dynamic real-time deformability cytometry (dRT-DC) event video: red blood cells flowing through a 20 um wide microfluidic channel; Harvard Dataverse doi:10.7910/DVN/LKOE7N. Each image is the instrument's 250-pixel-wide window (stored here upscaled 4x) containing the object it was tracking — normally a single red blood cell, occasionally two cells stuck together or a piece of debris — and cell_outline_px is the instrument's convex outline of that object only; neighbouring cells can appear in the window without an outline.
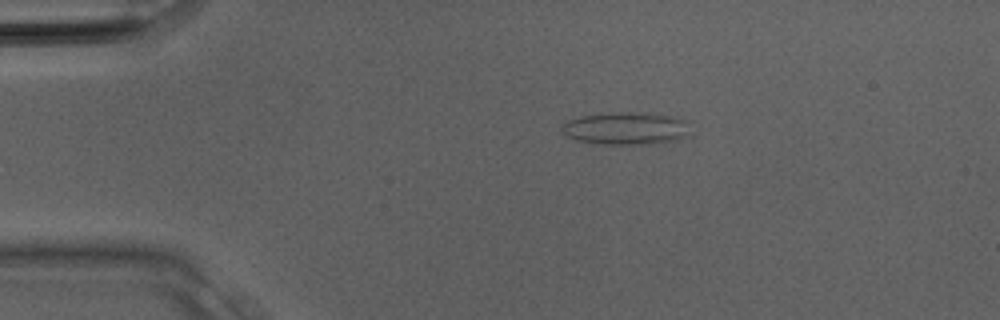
{"species": "Egyptian fruit bat (a non-hibernating species)", "species_latin": "Rousettus aegyptiacus", "temperature_condition": "room temperature", "stored_images_in_passage": 27, "camera_frame_rate_fps": 3000, "um_per_image_px": 0.085, "animal": {"sex": "male"}, "frame": {"image": 1, "passage_image": 1, "time_ms": 0.0, "image_size_px": [1000, 320], "cell_outline_px": [[692, 136], [680, 140], [652, 144], [600, 144], [576, 140], [568, 136], [560, 128], [568, 120], [580, 116], [608, 112], [632, 112], [672, 116], [692, 120]], "centroid_in_image_um": [53.36, 10.91], "position_along_channel_um": 31.6, "area_um2": 25.14}}
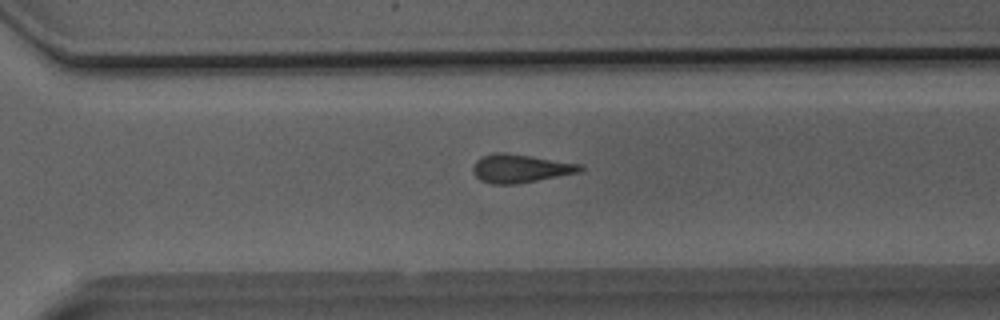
{"frame": {"image": 2, "passage_image": 17, "time_ms": 5.333, "image_size_px": [1000, 320], "cell_outline_px": [[584, 168], [580, 172], [516, 184], [488, 184], [480, 180], [472, 172], [472, 164], [480, 156], [492, 152], [508, 152], [580, 164]], "centroid_in_image_um": [44.15, 14.3], "position_along_channel_um": 326.5, "area_um2": 17.98}}
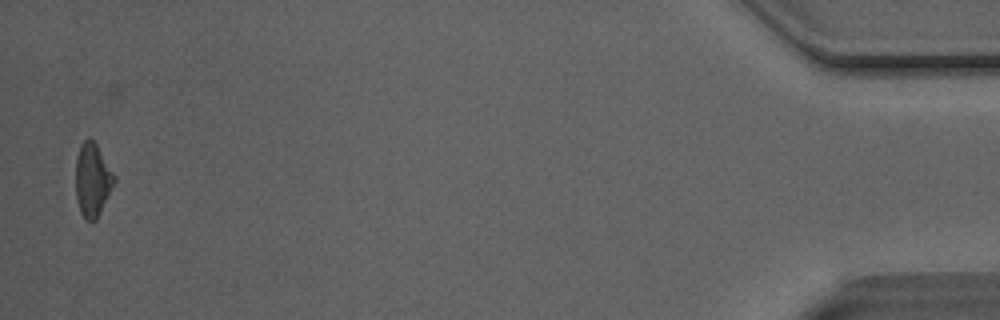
{"frame": {"image": 3, "passage_image": 26, "time_ms": 8.333, "image_size_px": [1000, 320], "cell_outline_px": [[116, 180], [96, 220], [92, 224], [84, 220], [80, 212], [76, 200], [76, 160], [80, 144], [84, 140], [92, 140], [96, 144], [116, 176]], "centroid_in_image_um": [7.85, 15.35], "position_along_channel_um": 427.3, "area_um2": 16.53}}